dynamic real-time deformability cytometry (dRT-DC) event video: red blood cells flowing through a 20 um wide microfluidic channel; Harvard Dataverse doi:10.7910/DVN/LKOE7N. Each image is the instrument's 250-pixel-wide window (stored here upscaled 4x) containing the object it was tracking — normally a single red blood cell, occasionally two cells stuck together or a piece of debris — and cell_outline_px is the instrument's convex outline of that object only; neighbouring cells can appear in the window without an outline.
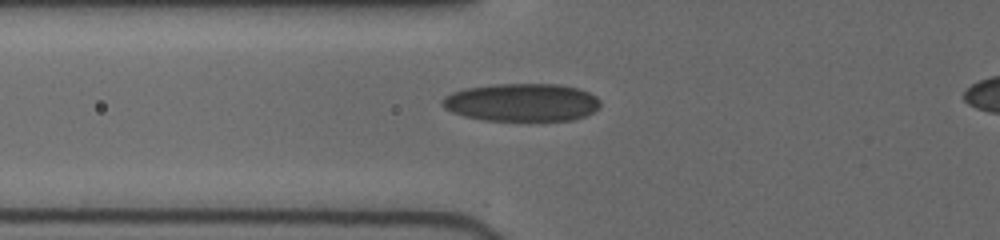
{"species": "human", "species_latin": "Homo sapiens", "temperature_condition": "cold", "stored_images_in_passage": 2, "camera_frame_rate_fps": 3000, "um_per_image_px": 0.085, "donor": {"sex": "female"}, "frame": {"image": 1, "passage_image": 2, "time_ms": 0.667, "image_size_px": [1000, 240], "cell_outline_px": [[600, 104], [592, 112], [584, 116], [572, 120], [484, 120], [464, 116], [452, 112], [444, 108], [440, 104], [440, 100], [444, 96], [452, 92], [464, 88], [496, 84], [560, 84], [580, 88], [596, 96], [600, 100]], "centroid_in_image_um": [44.32, 8.69], "position_along_channel_um": 81.5, "area_um2": 35.03}}